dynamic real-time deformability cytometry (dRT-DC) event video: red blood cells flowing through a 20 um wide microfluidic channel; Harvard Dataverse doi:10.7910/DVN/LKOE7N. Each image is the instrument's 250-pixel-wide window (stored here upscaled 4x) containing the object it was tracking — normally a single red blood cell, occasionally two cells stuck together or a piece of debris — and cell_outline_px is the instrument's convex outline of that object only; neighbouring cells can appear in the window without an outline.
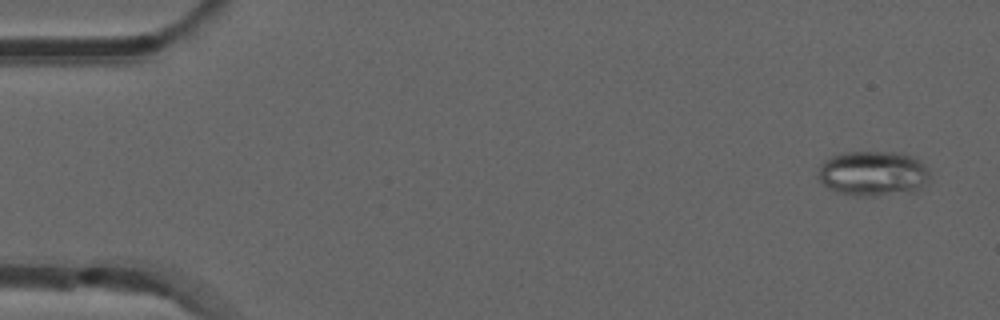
{"species": "common noctule bat (a hibernating species)", "species_latin": "Nyctalus noctula", "temperature_condition": "room temperature", "stored_images_in_passage": 53, "camera_frame_rate_fps": 3000, "um_per_image_px": 0.085, "animal": {"sex": "male", "forearm_length_mm": 52.5}, "frame": {"image": 1, "passage_image": 3, "time_ms": 0.667, "image_size_px": [1000, 320], "cell_outline_px": [[932, 176], [916, 192], [876, 196], [856, 196], [836, 192], [820, 184], [816, 176], [820, 164], [824, 160], [832, 156], [844, 152], [900, 152], [912, 156], [924, 164]], "centroid_in_image_um": [74.19, 14.76], "position_along_channel_um": 10.8, "area_um2": 30.0}}
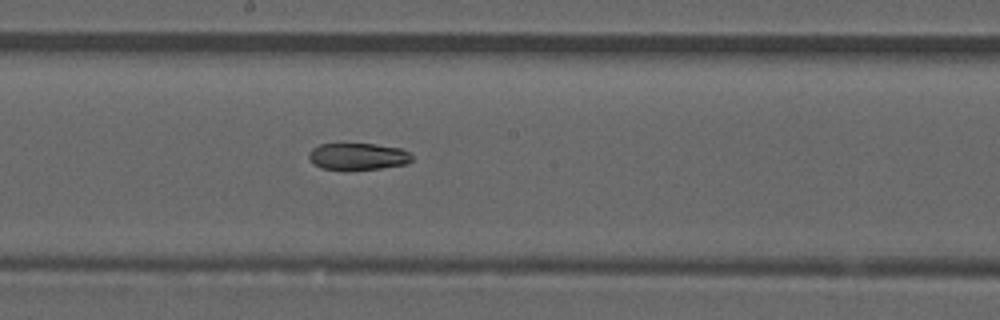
{"frame": {"image": 2, "passage_image": 29, "time_ms": 9.333, "image_size_px": [1000, 320], "cell_outline_px": [[412, 160], [404, 164], [380, 168], [344, 172], [320, 168], [308, 156], [308, 152], [312, 148], [320, 144], [376, 144], [400, 148], [408, 152], [412, 156]], "centroid_in_image_um": [30.38, 13.32], "position_along_channel_um": 217.8, "area_um2": 16.42}}
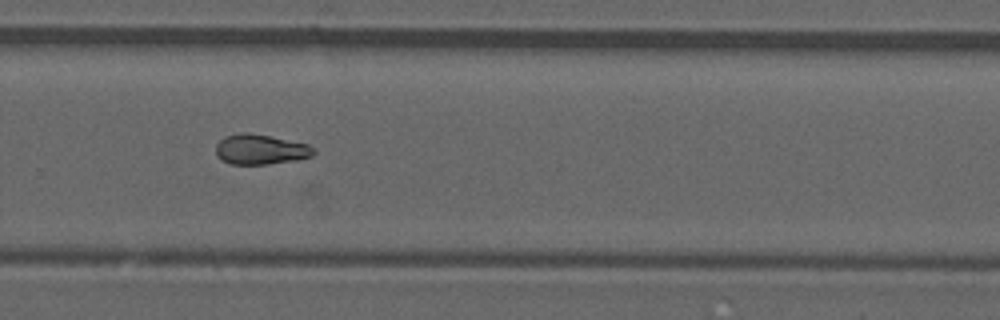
{"frame": {"image": 3, "passage_image": 36, "time_ms": 11.667, "image_size_px": [1000, 320], "cell_outline_px": [[316, 152], [312, 156], [296, 160], [268, 164], [232, 164], [220, 160], [216, 156], [216, 144], [224, 136], [240, 132], [248, 132], [308, 144]], "centroid_in_image_um": [22.1, 12.7], "position_along_channel_um": 307.7, "area_um2": 17.17}, "authors_computed_cell_mechanics": {"area_um2": 17.8024, "velocity_mm_per_s": 3.8724, "shape_relaxation_time_tau1_ms": null, "shape_relaxation_time_tau2_ms": 5.1507, "deformation_change_tau1": null, "deformation_change_tau2": 0.1042}}